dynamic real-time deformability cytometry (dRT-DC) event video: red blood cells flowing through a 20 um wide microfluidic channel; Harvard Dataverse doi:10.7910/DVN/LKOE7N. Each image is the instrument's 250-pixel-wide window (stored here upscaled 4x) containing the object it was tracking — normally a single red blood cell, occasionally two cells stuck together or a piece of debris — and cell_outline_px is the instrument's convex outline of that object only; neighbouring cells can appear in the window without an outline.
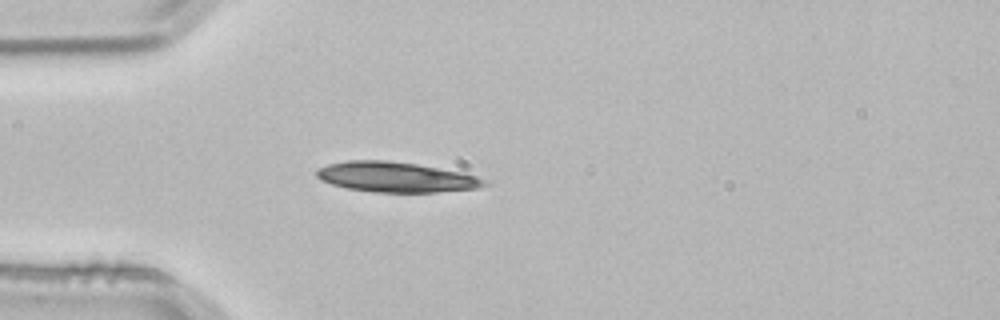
{"species": "common noctule bat (a hibernating species)", "species_latin": "Nyctalus noctula", "temperature_condition": "room temperature", "stored_images_in_passage": 3, "camera_frame_rate_fps": 3000, "um_per_image_px": 0.085, "animal": {"sex": "male", "body_mass_g": 21.5, "forearm_length_mm": 52.0}, "frame": {"image": 1, "passage_image": 3, "time_ms": 0.667, "image_size_px": [1000, 320], "cell_outline_px": [[492, 184], [480, 188], [436, 192], [376, 192], [344, 188], [320, 180], [316, 176], [316, 168], [328, 164], [348, 160], [388, 160], [416, 164], [464, 172], [488, 180]], "centroid_in_image_um": [33.69, 15.05], "position_along_channel_um": 51.3, "area_um2": 29.88}}